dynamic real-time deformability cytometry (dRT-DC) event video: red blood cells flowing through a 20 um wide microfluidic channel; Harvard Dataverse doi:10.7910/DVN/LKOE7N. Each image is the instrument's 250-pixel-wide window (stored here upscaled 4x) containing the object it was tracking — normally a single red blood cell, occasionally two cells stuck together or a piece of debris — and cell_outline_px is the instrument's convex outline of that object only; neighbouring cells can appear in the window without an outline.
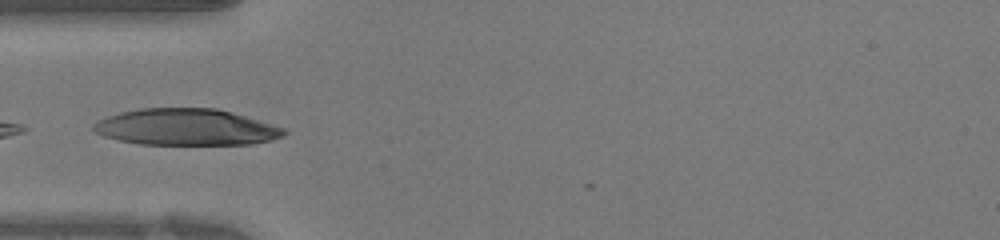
{"species": "human", "species_latin": "Homo sapiens", "temperature_condition": "warm", "stored_images_in_passage": 13, "camera_frame_rate_fps": 3000, "um_per_image_px": 0.085, "donor": {"sex": "female"}, "frame": {"image": 1, "passage_image": 2, "time_ms": 0.333, "image_size_px": [1000, 240], "cell_outline_px": [[288, 132], [284, 136], [272, 140], [252, 144], [140, 144], [120, 140], [104, 136], [96, 132], [92, 128], [92, 124], [96, 120], [120, 112], [140, 108], [216, 108], [232, 112], [272, 124], [284, 128]], "centroid_in_image_um": [15.82, 10.8], "position_along_channel_um": 69.2, "area_um2": 40.52}}
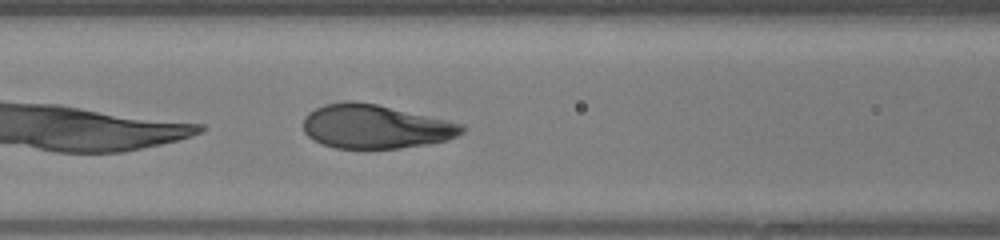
{"frame": {"image": 2, "passage_image": 6, "time_ms": 1.667, "image_size_px": [1000, 240], "cell_outline_px": [[464, 132], [448, 140], [428, 144], [400, 148], [336, 148], [312, 140], [304, 132], [304, 116], [308, 112], [324, 104], [344, 100], [348, 100], [376, 104], [464, 124]], "centroid_in_image_um": [31.88, 10.75], "position_along_channel_um": 134.7, "area_um2": 40.52}}
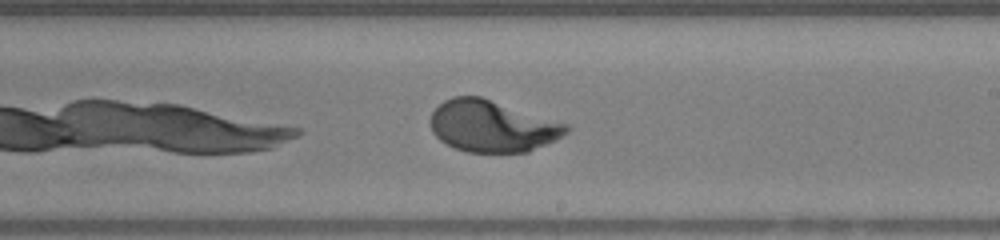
{"frame": {"image": 3, "passage_image": 13, "time_ms": 4.0, "image_size_px": [1000, 240], "cell_outline_px": [[572, 128], [568, 132], [556, 140], [528, 152], [468, 152], [456, 148], [440, 140], [432, 132], [428, 120], [432, 112], [444, 100], [452, 96], [480, 96], [568, 124]], "centroid_in_image_um": [41.83, 10.72], "position_along_channel_um": 247.2, "area_um2": 40.92}}